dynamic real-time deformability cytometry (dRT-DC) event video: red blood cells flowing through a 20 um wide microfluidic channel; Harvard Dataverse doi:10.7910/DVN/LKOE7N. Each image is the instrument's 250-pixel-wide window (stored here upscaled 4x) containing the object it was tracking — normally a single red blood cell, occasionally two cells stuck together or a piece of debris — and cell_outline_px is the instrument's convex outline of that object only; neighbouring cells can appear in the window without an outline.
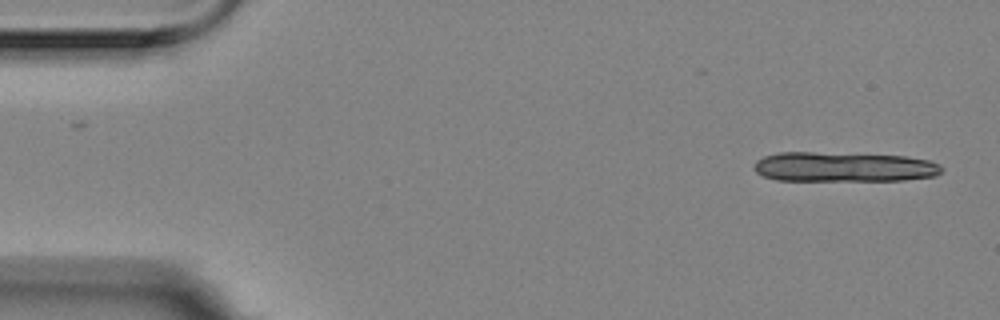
{"species": "Egyptian fruit bat (a non-hibernating species)", "species_latin": "Rousettus aegyptiacus", "temperature_condition": "room temperature", "stored_images_in_passage": 5, "camera_frame_rate_fps": 3000, "um_per_image_px": 0.085, "animal": {"sex": "female"}, "frame": {"image": 1, "passage_image": 1, "time_ms": 0.0, "image_size_px": [1000, 320], "cell_outline_px": [[944, 168], [936, 176], [904, 180], [776, 180], [764, 176], [756, 172], [756, 160], [764, 156], [780, 152], [812, 152], [908, 156], [928, 160], [940, 164]], "centroid_in_image_um": [71.76, 14.18], "position_along_channel_um": 13.2, "area_um2": 32.48}}